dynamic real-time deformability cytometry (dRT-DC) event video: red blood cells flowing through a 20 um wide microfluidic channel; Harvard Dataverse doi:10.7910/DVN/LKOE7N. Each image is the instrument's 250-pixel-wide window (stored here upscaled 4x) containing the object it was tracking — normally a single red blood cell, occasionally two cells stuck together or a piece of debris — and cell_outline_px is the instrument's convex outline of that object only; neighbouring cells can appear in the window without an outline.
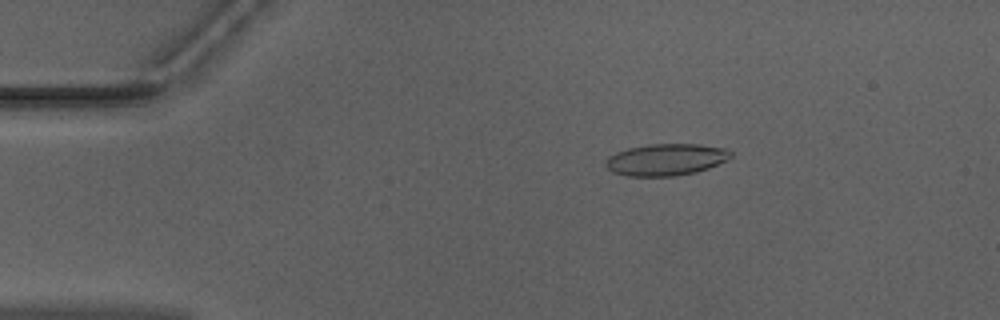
{"species": "Egyptian fruit bat (a non-hibernating species)", "species_latin": "Rousettus aegyptiacus", "temperature_condition": "warm", "stored_images_in_passage": 47, "camera_frame_rate_fps": 3000, "um_per_image_px": 0.085, "animal": {"sex": "male"}, "frame": {"image": 1, "passage_image": 4, "time_ms": 1.0, "image_size_px": [1000, 320], "cell_outline_px": [[732, 156], [728, 160], [708, 168], [696, 172], [676, 176], [628, 176], [612, 172], [604, 164], [604, 160], [608, 156], [616, 152], [628, 148], [648, 144], [700, 144], [724, 148], [732, 152]], "centroid_in_image_um": [56.59, 13.56], "position_along_channel_um": 28.4, "area_um2": 23.35}}
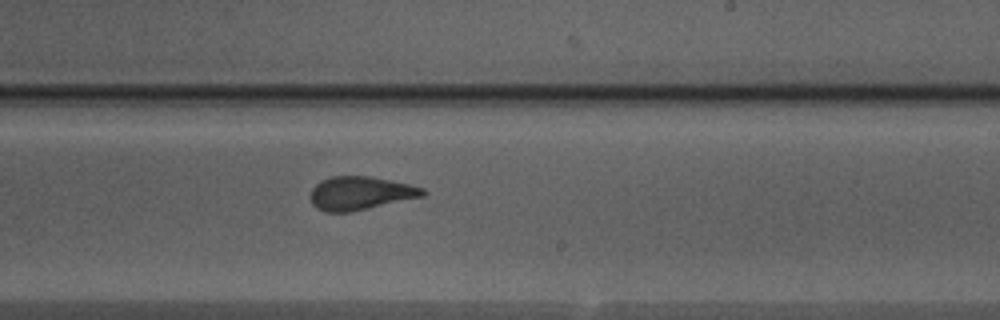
{"frame": {"image": 2, "passage_image": 26, "time_ms": 8.333, "image_size_px": [1000, 320], "cell_outline_px": [[428, 192], [424, 196], [352, 212], [328, 212], [316, 208], [312, 204], [312, 188], [320, 180], [332, 176], [368, 176], [408, 184], [424, 188]], "centroid_in_image_um": [30.64, 16.43], "position_along_channel_um": 258.4, "area_um2": 21.79}}
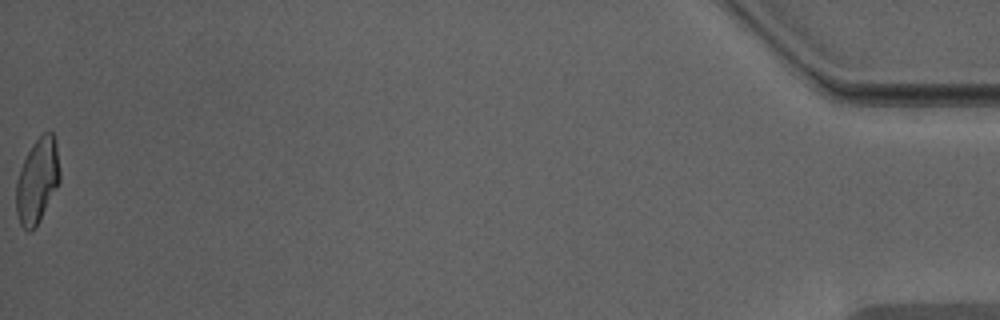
{"frame": {"image": 3, "passage_image": 47, "time_ms": 15.333, "image_size_px": [1000, 320], "cell_outline_px": [[60, 180], [40, 220], [32, 232], [28, 232], [20, 224], [16, 212], [16, 184], [20, 168], [32, 144], [44, 132], [52, 132], [56, 140], [60, 172]], "centroid_in_image_um": [3.17, 15.37], "position_along_channel_um": 432.0, "area_um2": 21.5}, "authors_computed_cell_mechanics": {"area_um2": 22.4264, "velocity_mm_per_s": 3.9669, "shape_relaxation_time_tau1_ms": 5.5259, "shape_relaxation_time_tau2_ms": 1.2889, "deformation_change_tau1": 0.183, "deformation_change_tau2": 0.1073}}